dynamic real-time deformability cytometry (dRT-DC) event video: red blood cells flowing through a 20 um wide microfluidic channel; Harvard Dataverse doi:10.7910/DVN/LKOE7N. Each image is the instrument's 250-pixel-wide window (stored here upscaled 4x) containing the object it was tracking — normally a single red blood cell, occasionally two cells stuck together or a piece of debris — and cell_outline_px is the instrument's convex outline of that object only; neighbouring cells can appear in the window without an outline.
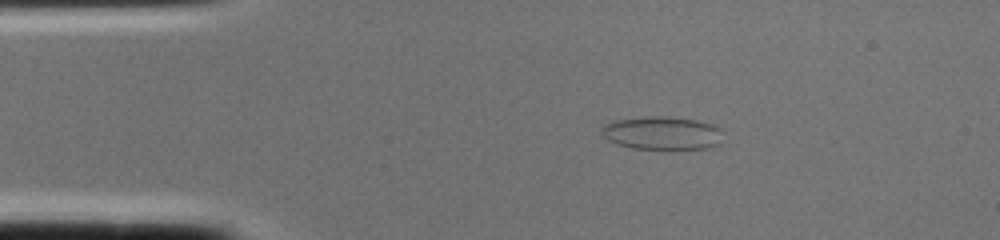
{"species": "common noctule bat (a hibernating species)", "species_latin": "Nyctalus noctula", "temperature_condition": "cold", "stored_images_in_passage": 1, "camera_frame_rate_fps": 3000, "um_per_image_px": 0.085, "animal": {"sex": "female", "body_mass_g": 22.0, "forearm_length_mm": 56.7}, "frame": {"image": 1, "passage_image": 1, "time_ms": 0.0, "image_size_px": [1000, 240], "cell_outline_px": [[724, 132], [720, 144], [708, 148], [672, 152], [632, 148], [616, 144], [608, 140], [600, 132], [600, 128], [604, 124], [616, 120], [644, 116], [668, 116], [696, 120], [712, 124], [720, 128]], "centroid_in_image_um": [56.32, 11.36], "position_along_channel_um": 28.7, "area_um2": 24.74}}